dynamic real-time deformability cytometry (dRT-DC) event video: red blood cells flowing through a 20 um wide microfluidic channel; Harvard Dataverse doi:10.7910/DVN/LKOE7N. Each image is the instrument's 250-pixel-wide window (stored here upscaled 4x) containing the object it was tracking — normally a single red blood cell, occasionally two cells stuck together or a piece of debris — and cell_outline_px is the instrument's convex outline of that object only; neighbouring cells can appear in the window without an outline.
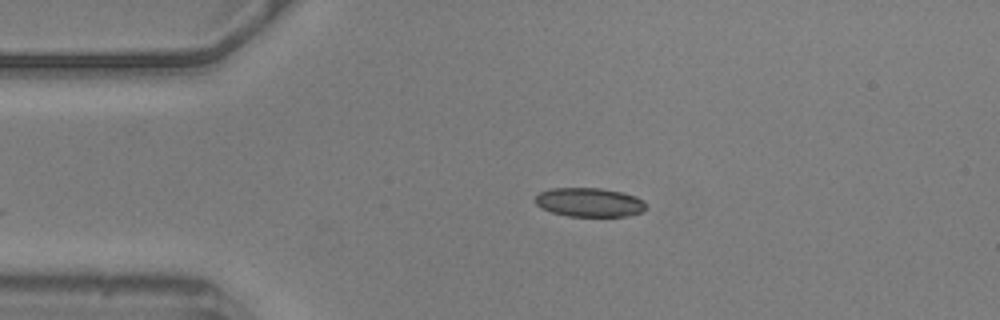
{"species": "common noctule bat (a hibernating species)", "species_latin": "Nyctalus noctula", "temperature_condition": "warm", "stored_images_in_passage": 6, "camera_frame_rate_fps": 3000, "um_per_image_px": 0.085, "animal": {"sex": "male", "body_mass_g": 20.5, "forearm_length_mm": 52.5}, "frame": {"image": 1, "passage_image": 1, "time_ms": 0.0, "image_size_px": [1000, 320], "cell_outline_px": [[648, 204], [640, 212], [628, 216], [568, 216], [552, 212], [540, 208], [536, 204], [536, 196], [540, 192], [552, 188], [600, 188], [620, 192], [636, 196], [644, 200]], "centroid_in_image_um": [50.1, 17.19], "position_along_channel_um": 34.9, "area_um2": 18.67}}